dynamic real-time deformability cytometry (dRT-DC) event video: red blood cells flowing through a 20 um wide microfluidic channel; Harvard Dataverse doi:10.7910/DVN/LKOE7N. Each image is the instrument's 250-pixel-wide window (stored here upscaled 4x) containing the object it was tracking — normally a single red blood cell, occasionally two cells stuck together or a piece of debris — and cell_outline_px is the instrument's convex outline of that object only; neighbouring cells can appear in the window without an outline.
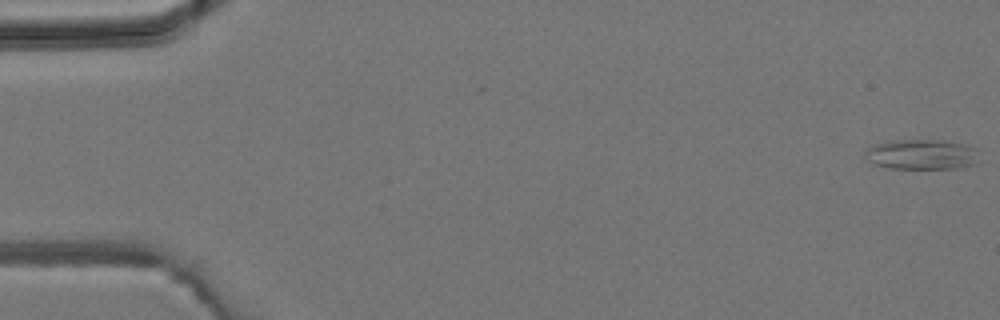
{"species": "common noctule bat (a hibernating species)", "species_latin": "Nyctalus noctula", "temperature_condition": "room temperature", "stored_images_in_passage": 6, "camera_frame_rate_fps": 3000, "um_per_image_px": 0.085, "animal": {"sex": "male", "body_mass_g": 19.2, "forearm_length_mm": 51.8}, "frame": {"image": 1, "passage_image": 1, "time_ms": 0.0, "image_size_px": [1000, 320], "cell_outline_px": [[980, 164], [956, 168], [888, 168], [876, 164], [868, 160], [864, 156], [864, 152], [868, 148], [876, 144], [892, 140], [944, 140], [968, 144], [976, 148]], "centroid_in_image_um": [78.41, 13.12], "position_along_channel_um": 6.6, "area_um2": 20.29}}
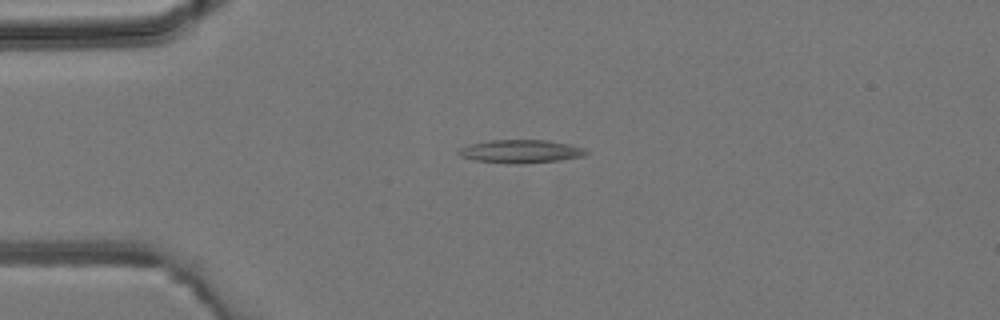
{"frame": {"image": 2, "passage_image": 4, "time_ms": 3.667, "image_size_px": [1000, 320], "cell_outline_px": [[588, 152], [584, 156], [556, 160], [516, 164], [476, 160], [460, 156], [456, 152], [460, 148], [472, 144], [492, 140], [544, 140], [568, 144], [584, 148]], "centroid_in_image_um": [44.25, 12.86], "position_along_channel_um": 40.8, "area_um2": 16.82}}
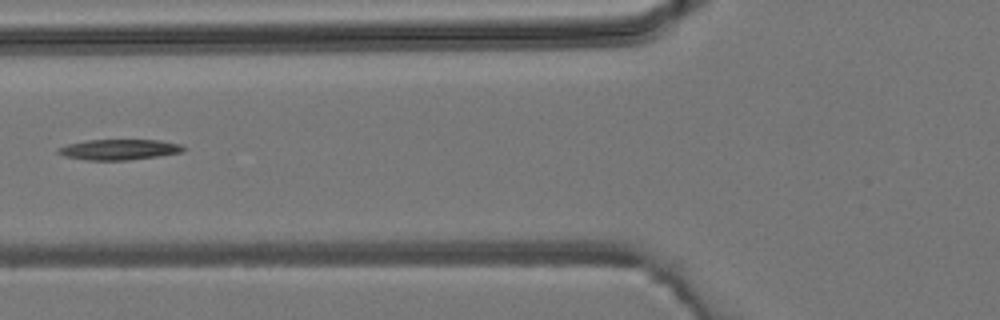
{"frame": {"image": 3, "passage_image": 6, "time_ms": 6.0, "image_size_px": [1000, 320], "cell_outline_px": [[188, 148], [184, 152], [128, 160], [88, 160], [64, 156], [56, 152], [56, 148], [68, 144], [84, 140], [160, 140], [180, 144]], "centroid_in_image_um": [10.13, 12.7], "position_along_channel_um": 115.7, "area_um2": 15.09}}